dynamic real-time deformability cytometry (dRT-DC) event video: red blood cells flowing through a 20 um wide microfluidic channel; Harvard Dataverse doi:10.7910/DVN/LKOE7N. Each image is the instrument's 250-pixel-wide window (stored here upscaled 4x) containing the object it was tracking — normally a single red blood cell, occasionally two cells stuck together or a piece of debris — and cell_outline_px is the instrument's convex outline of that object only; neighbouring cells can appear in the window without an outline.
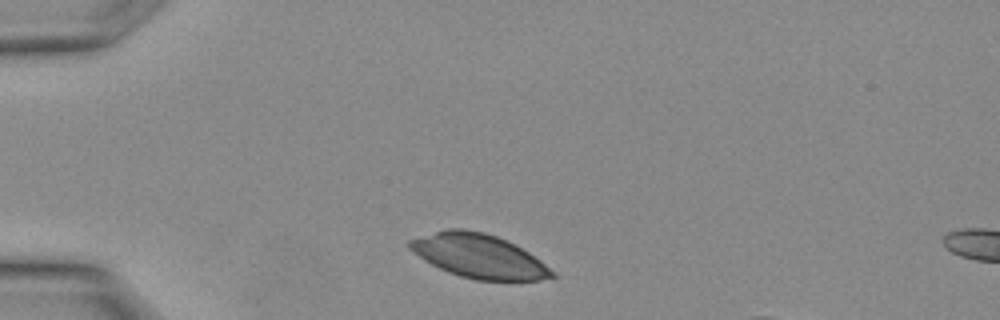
{"species": "Egyptian fruit bat (a non-hibernating species)", "species_latin": "Rousettus aegyptiacus", "temperature_condition": "warm", "stored_images_in_passage": 3, "camera_frame_rate_fps": 3000, "um_per_image_px": 0.085, "animal": {"sex": "female"}, "frame": {"image": 1, "passage_image": 1, "time_ms": 0.0, "image_size_px": [1000, 320], "cell_outline_px": [[556, 276], [540, 280], [476, 280], [460, 276], [448, 272], [424, 260], [408, 248], [408, 240], [448, 228], [464, 228], [484, 232], [496, 236], [528, 252], [540, 260]], "centroid_in_image_um": [40.65, 21.76], "position_along_channel_um": 44.3, "area_um2": 35.89}}